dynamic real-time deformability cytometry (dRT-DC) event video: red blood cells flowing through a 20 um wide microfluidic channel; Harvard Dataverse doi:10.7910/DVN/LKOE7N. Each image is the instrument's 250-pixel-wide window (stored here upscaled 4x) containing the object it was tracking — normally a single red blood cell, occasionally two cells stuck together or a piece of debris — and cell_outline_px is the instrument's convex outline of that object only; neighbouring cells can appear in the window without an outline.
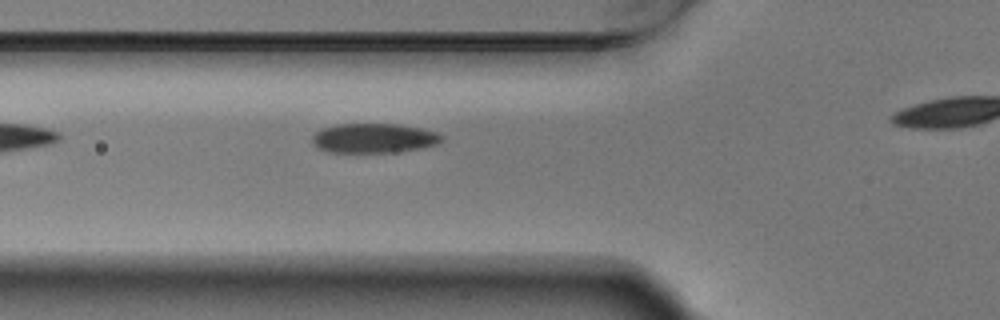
{"species": "Egyptian fruit bat (a non-hibernating species)", "species_latin": "Rousettus aegyptiacus", "temperature_condition": "warm", "stored_images_in_passage": 15, "camera_frame_rate_fps": 3000, "um_per_image_px": 0.085, "animal": {"sex": "male"}, "frame": {"image": 1, "passage_image": 3, "time_ms": 0.667, "image_size_px": [1000, 320], "cell_outline_px": [[444, 140], [436, 144], [420, 148], [392, 152], [328, 152], [316, 148], [312, 144], [312, 136], [320, 128], [336, 124], [400, 124], [420, 128], [436, 132], [444, 136]], "centroid_in_image_um": [31.74, 11.74], "position_along_channel_um": 94.1, "area_um2": 22.43}}
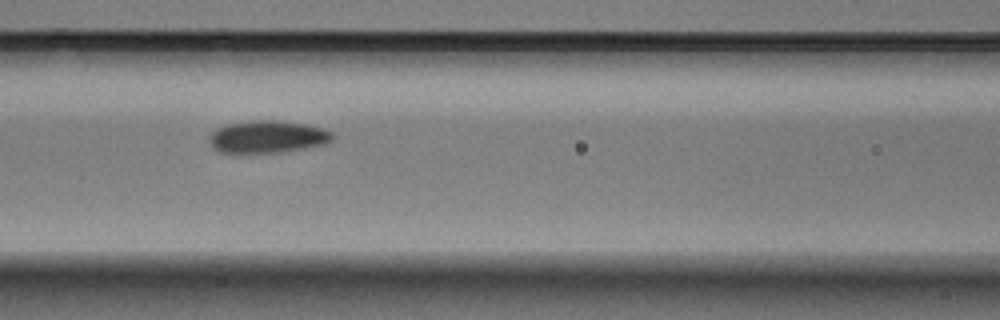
{"frame": {"image": 2, "passage_image": 7, "time_ms": 2.0, "image_size_px": [1000, 320], "cell_outline_px": [[336, 136], [332, 140], [324, 144], [304, 148], [280, 152], [220, 152], [208, 140], [208, 136], [216, 128], [228, 124], [252, 120], [280, 120], [304, 124], [320, 128], [332, 132]], "centroid_in_image_um": [22.75, 11.61], "position_along_channel_um": 143.9, "area_um2": 23.0}}
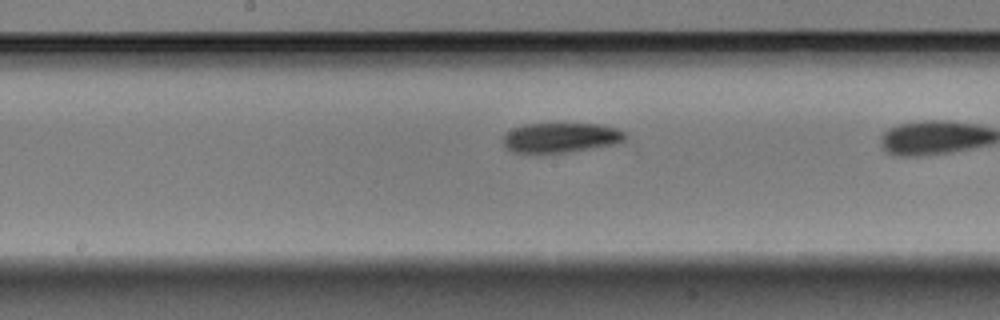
{"frame": {"image": 3, "passage_image": 9, "time_ms": 2.667, "image_size_px": [1000, 320], "cell_outline_px": [[628, 136], [624, 140], [616, 144], [568, 152], [512, 152], [504, 144], [504, 132], [512, 128], [524, 124], [600, 124], [616, 128], [628, 132]], "centroid_in_image_um": [47.71, 11.68], "position_along_channel_um": 200.5, "area_um2": 21.21}}